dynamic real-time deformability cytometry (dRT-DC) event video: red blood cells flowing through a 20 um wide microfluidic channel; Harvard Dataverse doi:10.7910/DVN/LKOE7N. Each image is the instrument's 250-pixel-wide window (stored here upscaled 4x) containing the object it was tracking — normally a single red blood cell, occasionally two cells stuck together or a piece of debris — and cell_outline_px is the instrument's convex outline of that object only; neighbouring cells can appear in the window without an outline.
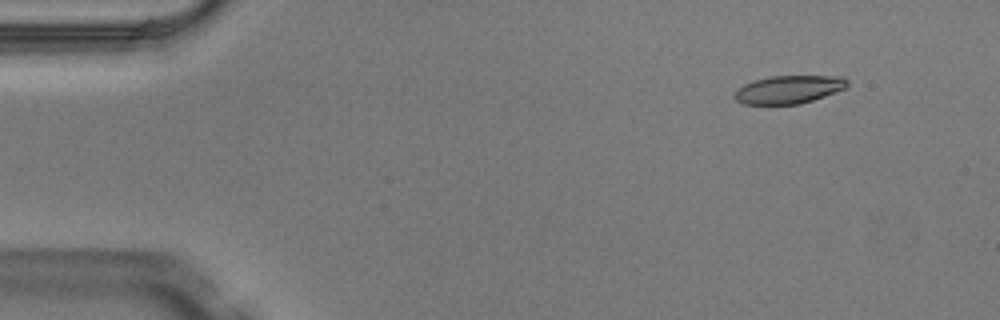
{"species": "Egyptian fruit bat (a non-hibernating species)", "species_latin": "Rousettus aegyptiacus", "temperature_condition": "warm", "stored_images_in_passage": 4, "camera_frame_rate_fps": 3000, "um_per_image_px": 0.085, "animal": {"sex": "male"}, "frame": {"image": 1, "passage_image": 1, "time_ms": 0.0, "image_size_px": [1000, 320], "cell_outline_px": [[848, 84], [844, 88], [824, 96], [800, 104], [744, 104], [736, 100], [732, 96], [744, 84], [768, 76], [840, 76], [848, 80]], "centroid_in_image_um": [67.03, 7.6], "position_along_channel_um": 18.0, "area_um2": 18.21}}
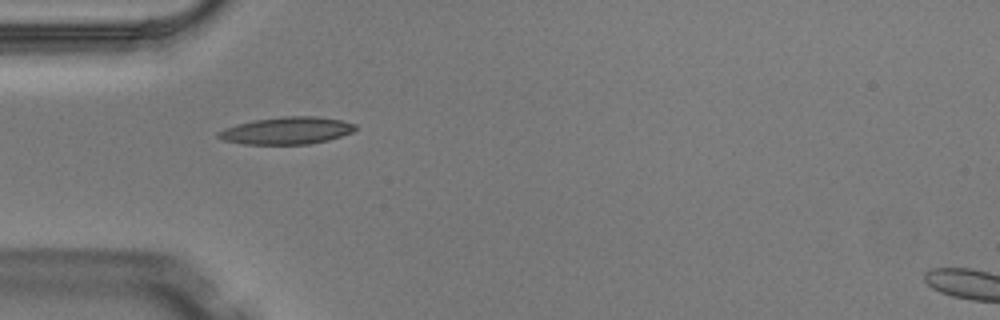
{"frame": {"image": 2, "passage_image": 4, "time_ms": 1.0, "image_size_px": [1000, 320], "cell_outline_px": [[356, 128], [352, 132], [328, 140], [308, 144], [244, 144], [224, 140], [216, 136], [216, 132], [224, 128], [236, 124], [252, 120], [284, 116], [316, 116], [340, 120], [356, 124]], "centroid_in_image_um": [24.34, 11.09], "position_along_channel_um": 60.7, "area_um2": 21.73}}